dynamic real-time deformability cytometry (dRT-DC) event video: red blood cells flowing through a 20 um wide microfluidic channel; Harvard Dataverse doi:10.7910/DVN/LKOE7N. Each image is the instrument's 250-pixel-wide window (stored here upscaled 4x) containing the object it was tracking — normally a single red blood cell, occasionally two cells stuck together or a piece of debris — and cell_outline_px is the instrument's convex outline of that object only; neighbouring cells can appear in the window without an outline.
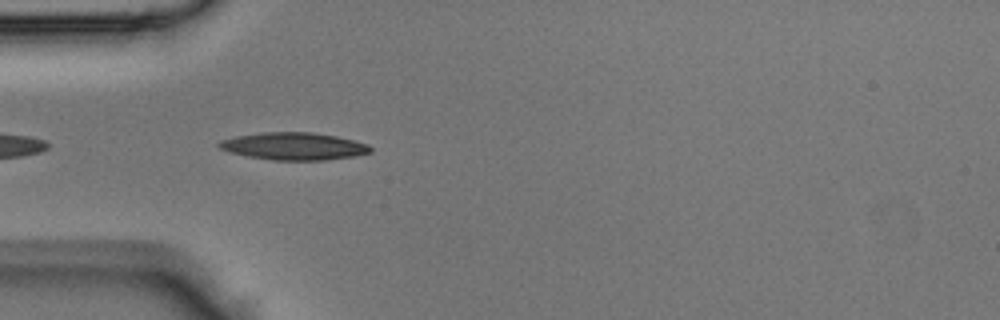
{"species": "Egyptian fruit bat (a non-hibernating species)", "species_latin": "Rousettus aegyptiacus", "temperature_condition": "room temperature", "stored_images_in_passage": 30, "camera_frame_rate_fps": 3000, "um_per_image_px": 0.085, "animal": {"sex": "male"}, "frame": {"image": 1, "passage_image": 2, "time_ms": 0.333, "image_size_px": [1000, 320], "cell_outline_px": [[372, 152], [352, 156], [324, 160], [276, 160], [248, 156], [232, 152], [220, 148], [216, 144], [220, 140], [236, 136], [264, 132], [312, 132], [336, 136], [368, 144], [372, 148]], "centroid_in_image_um": [24.98, 12.42], "position_along_channel_um": 60.0, "area_um2": 23.93}}
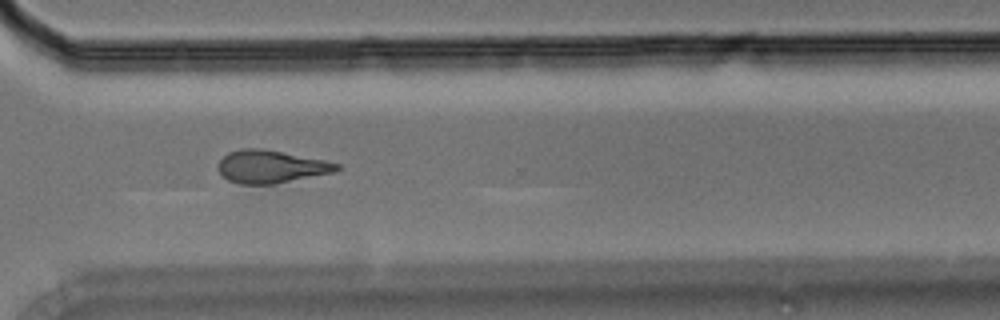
{"frame": {"image": 2, "passage_image": 19, "time_ms": 6.0, "image_size_px": [1000, 320], "cell_outline_px": [[344, 168], [336, 172], [276, 184], [240, 184], [228, 180], [216, 168], [220, 160], [228, 152], [240, 148], [260, 148], [324, 160], [340, 164]], "centroid_in_image_um": [23.06, 14.17], "position_along_channel_um": 347.5, "area_um2": 22.83}}
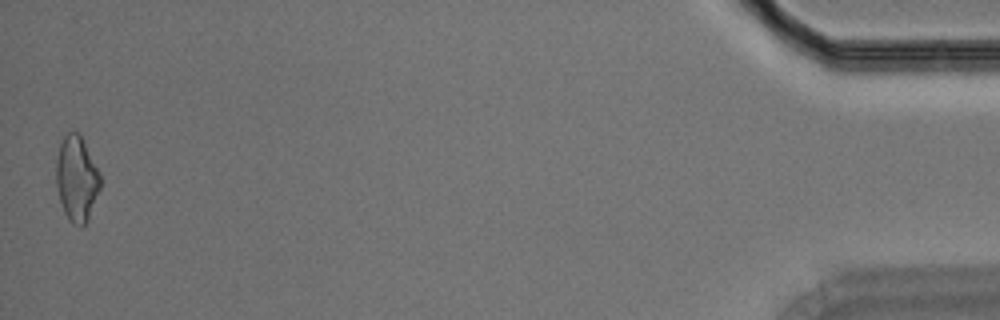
{"frame": {"image": 3, "passage_image": 30, "time_ms": 9.667, "image_size_px": [1000, 320], "cell_outline_px": [[100, 188], [88, 220], [84, 224], [72, 224], [68, 220], [64, 212], [60, 200], [56, 184], [56, 160], [60, 144], [64, 136], [68, 132], [80, 132], [100, 172]], "centroid_in_image_um": [6.52, 15.16], "position_along_channel_um": 428.7, "area_um2": 21.96}}